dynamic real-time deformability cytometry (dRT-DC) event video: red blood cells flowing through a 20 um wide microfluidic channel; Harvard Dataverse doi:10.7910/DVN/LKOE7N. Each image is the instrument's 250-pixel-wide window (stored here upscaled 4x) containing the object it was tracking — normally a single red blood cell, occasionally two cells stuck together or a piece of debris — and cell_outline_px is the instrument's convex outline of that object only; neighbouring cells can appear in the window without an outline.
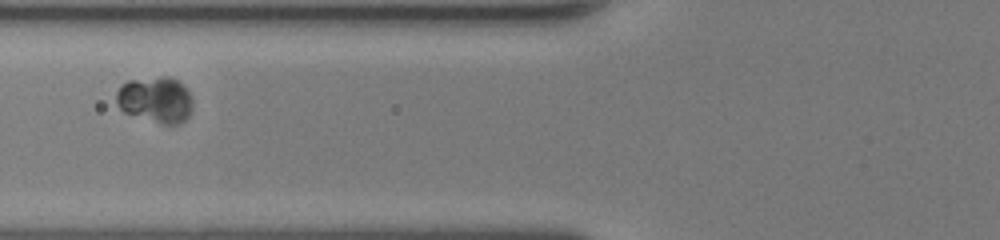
{"species": "human", "species_latin": "Homo sapiens", "temperature_condition": "room temperature", "stored_images_in_passage": 37, "camera_frame_rate_fps": 3000, "um_per_image_px": 0.085, "donor": {"sex": "female"}, "frame": {"image": 1, "passage_image": 8, "time_ms": 2.333, "image_size_px": [1000, 240], "cell_outline_px": [[192, 112], [180, 124], [160, 124], [124, 112], [116, 104], [116, 92], [120, 84], [128, 80], [160, 76], [168, 76], [176, 80], [192, 96]], "centroid_in_image_um": [13.2, 8.48], "position_along_channel_um": 112.6, "area_um2": 20.69}}
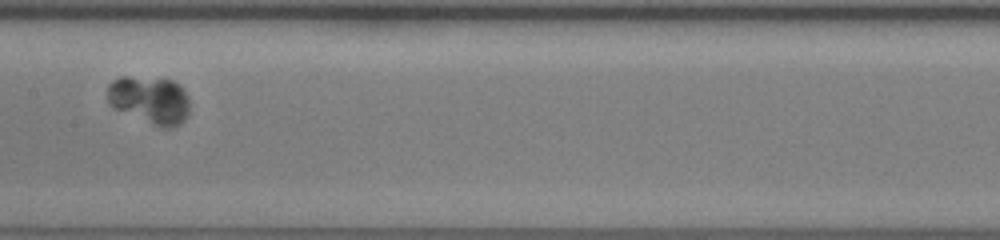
{"frame": {"image": 2, "passage_image": 14, "time_ms": 4.333, "image_size_px": [1000, 240], "cell_outline_px": [[188, 116], [180, 124], [172, 128], [160, 128], [112, 108], [108, 100], [108, 84], [112, 80], [120, 76], [128, 76], [172, 80], [180, 84], [188, 96]], "centroid_in_image_um": [12.73, 8.51], "position_along_channel_um": 194.7, "area_um2": 23.24}}
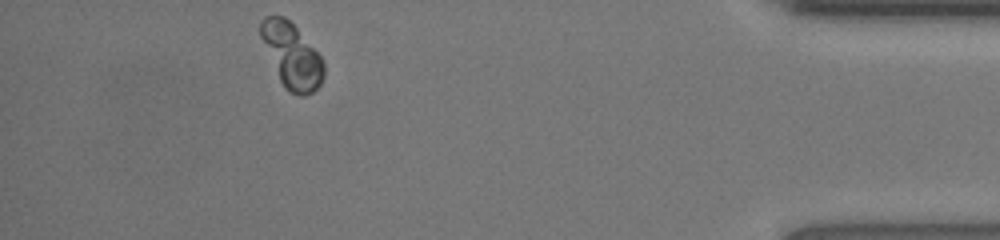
{"frame": {"image": 3, "passage_image": 33, "time_ms": 10.667, "image_size_px": [1000, 240], "cell_outline_px": [[324, 76], [320, 84], [312, 92], [304, 96], [300, 96], [288, 92], [284, 88], [280, 80], [260, 36], [260, 20], [264, 16], [284, 16], [296, 28], [324, 60]], "centroid_in_image_um": [24.8, 4.74], "position_along_channel_um": 410.4, "area_um2": 23.52}}